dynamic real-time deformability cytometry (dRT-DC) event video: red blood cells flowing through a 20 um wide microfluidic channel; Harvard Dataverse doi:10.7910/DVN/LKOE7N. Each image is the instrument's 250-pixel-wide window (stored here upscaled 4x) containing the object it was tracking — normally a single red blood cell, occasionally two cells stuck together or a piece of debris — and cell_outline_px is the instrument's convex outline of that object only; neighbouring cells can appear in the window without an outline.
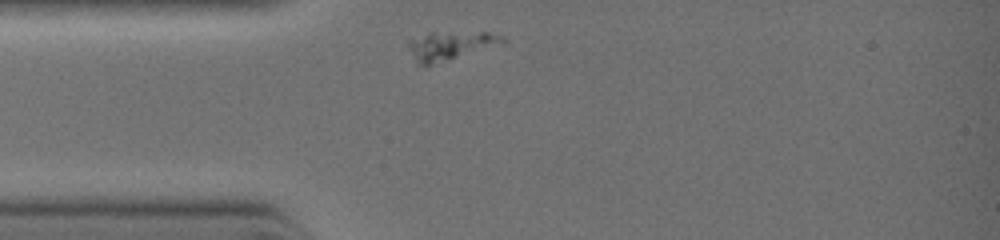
{"species": "common noctule bat (a hibernating species)", "species_latin": "Nyctalus noctula", "temperature_condition": "warm", "stored_images_in_passage": 16, "camera_frame_rate_fps": 3000, "um_per_image_px": 0.085, "animal": {"sex": "female", "body_mass_g": 19.0, "forearm_length_mm": 51.5}, "frame": {"image": 1, "passage_image": 1, "time_ms": 0.0, "image_size_px": [1000, 240], "cell_outline_px": [[504, 40], [428, 68], [424, 68], [416, 64], [408, 44], [408, 40], [428, 32], [488, 32], [504, 36]], "centroid_in_image_um": [38.11, 3.9], "position_along_channel_um": 46.9, "area_um2": 15.55}}
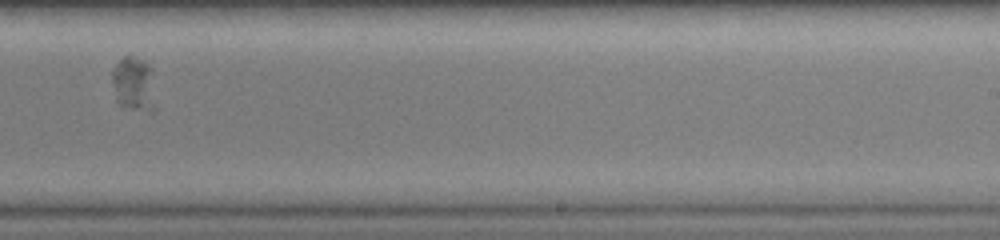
{"frame": {"image": 2, "passage_image": 10, "time_ms": 4.333, "image_size_px": [1000, 240], "cell_outline_px": [[156, 108], [132, 108], [120, 104], [112, 84], [112, 68], [124, 56], [132, 56], [144, 60], [152, 68]], "centroid_in_image_um": [11.39, 7.06], "position_along_channel_um": 277.6, "area_um2": 13.47}}
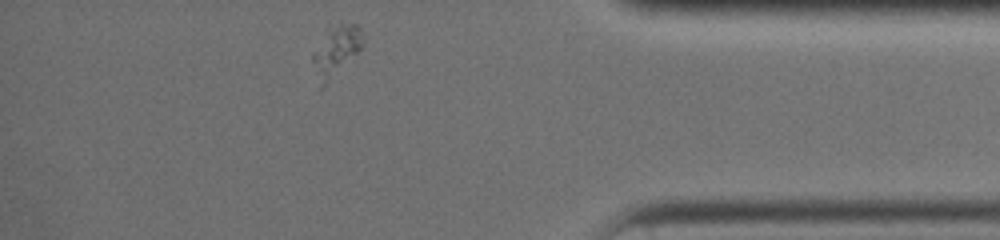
{"frame": {"image": 3, "passage_image": 16, "time_ms": 7.0, "image_size_px": [1000, 240], "cell_outline_px": [[364, 44], [320, 88], [312, 60], [312, 56], [328, 36], [340, 24], [356, 24], [360, 28], [364, 40]], "centroid_in_image_um": [28.62, 4.34], "position_along_channel_um": 406.6, "area_um2": 12.83}}